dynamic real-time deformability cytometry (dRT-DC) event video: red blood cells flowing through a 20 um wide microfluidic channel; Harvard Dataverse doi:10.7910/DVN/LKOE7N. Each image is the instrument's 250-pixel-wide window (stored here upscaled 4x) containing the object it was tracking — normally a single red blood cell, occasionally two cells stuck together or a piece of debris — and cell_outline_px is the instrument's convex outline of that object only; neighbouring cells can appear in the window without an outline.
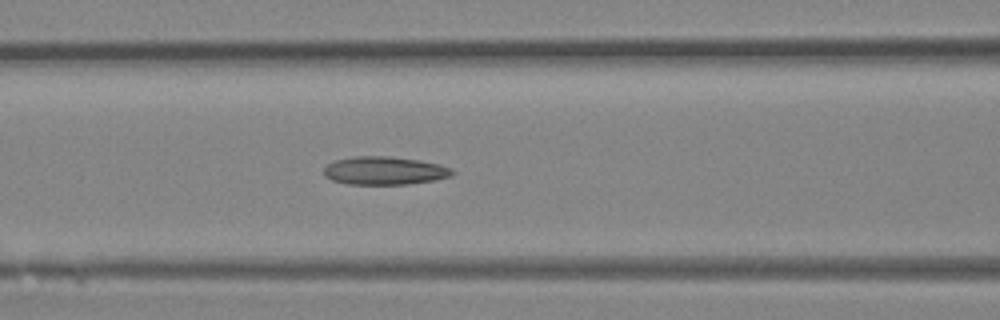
{"species": "Egyptian fruit bat (a non-hibernating species)", "species_latin": "Rousettus aegyptiacus", "temperature_condition": "room temperature", "stored_images_in_passage": 41, "camera_frame_rate_fps": 3000, "um_per_image_px": 0.085, "animal": {"sex": "female"}, "frame": {"image": 1, "passage_image": 17, "time_ms": 5.333, "image_size_px": [1000, 320], "cell_outline_px": [[456, 172], [452, 176], [436, 180], [408, 184], [348, 184], [332, 180], [324, 176], [324, 168], [332, 160], [352, 156], [388, 156], [420, 160], [440, 164], [452, 168]], "centroid_in_image_um": [32.7, 14.5], "position_along_channel_um": 133.9, "area_um2": 21.39}}
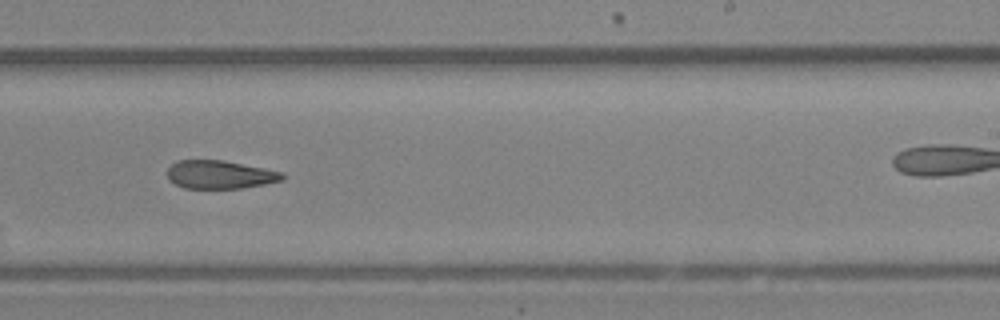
{"frame": {"image": 2, "passage_image": 25, "time_ms": 8.0, "image_size_px": [1000, 320], "cell_outline_px": [[288, 176], [284, 180], [264, 184], [240, 188], [184, 188], [168, 180], [168, 168], [176, 160], [224, 160], [284, 172]], "centroid_in_image_um": [18.73, 14.83], "position_along_channel_um": 270.3, "area_um2": 19.07}}
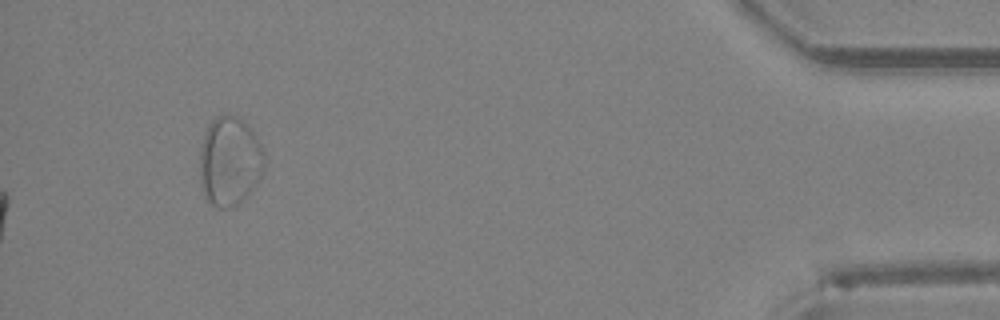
{"frame": {"image": 3, "passage_image": 41, "time_ms": 13.333, "image_size_px": [1000, 320], "cell_outline_px": [[264, 168], [256, 184], [236, 204], [228, 208], [216, 208], [204, 196], [200, 180], [200, 148], [208, 124], [216, 116], [228, 112], [236, 116], [248, 124], [256, 136], [264, 152]], "centroid_in_image_um": [19.5, 13.66], "position_along_channel_um": 415.7, "area_um2": 33.58}}